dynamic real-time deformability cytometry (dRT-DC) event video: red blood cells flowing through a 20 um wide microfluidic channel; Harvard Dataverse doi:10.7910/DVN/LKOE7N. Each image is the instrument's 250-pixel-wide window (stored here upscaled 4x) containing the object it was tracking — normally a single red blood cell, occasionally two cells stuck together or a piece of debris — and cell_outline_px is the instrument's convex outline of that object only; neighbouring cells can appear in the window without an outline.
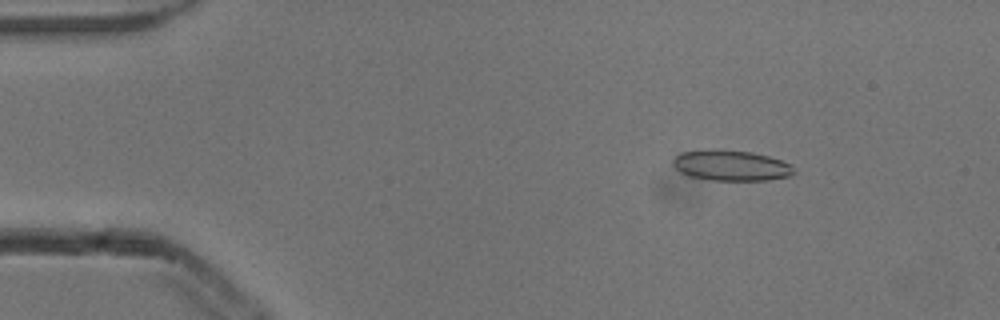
{"species": "common noctule bat (a hibernating species)", "species_latin": "Nyctalus noctula", "temperature_condition": "cold", "stored_images_in_passage": 4, "camera_frame_rate_fps": 3000, "um_per_image_px": 0.085, "animal": {"sex": "male", "body_mass_g": 13.3}, "frame": {"image": 1, "passage_image": 2, "time_ms": 0.333, "image_size_px": [1000, 320], "cell_outline_px": [[796, 172], [792, 176], [768, 180], [712, 180], [688, 176], [680, 172], [672, 164], [672, 160], [680, 152], [712, 148], [720, 148], [752, 152], [768, 156], [780, 160], [788, 164]], "centroid_in_image_um": [62.1, 14.05], "position_along_channel_um": 22.9, "area_um2": 21.85}}